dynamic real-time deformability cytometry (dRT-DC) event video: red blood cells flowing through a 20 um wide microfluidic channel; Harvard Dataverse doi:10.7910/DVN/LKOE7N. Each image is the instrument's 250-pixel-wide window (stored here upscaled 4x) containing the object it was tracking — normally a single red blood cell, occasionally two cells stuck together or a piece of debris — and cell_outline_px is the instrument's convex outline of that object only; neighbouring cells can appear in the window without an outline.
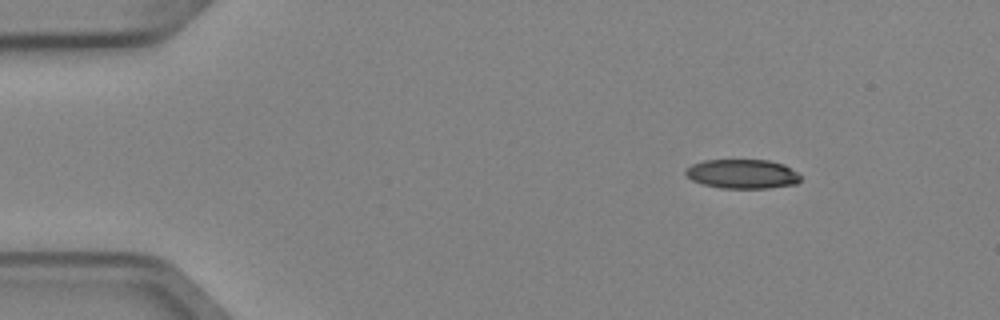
{"species": "Egyptian fruit bat (a non-hibernating species)", "species_latin": "Rousettus aegyptiacus", "temperature_condition": "cold", "stored_images_in_passage": 4, "camera_frame_rate_fps": 3000, "um_per_image_px": 0.085, "animal": {"sex": "female"}, "frame": {"image": 1, "passage_image": 1, "time_ms": 0.0, "image_size_px": [1000, 320], "cell_outline_px": [[800, 180], [796, 184], [768, 188], [720, 188], [704, 184], [692, 180], [684, 172], [692, 164], [704, 160], [768, 160], [784, 164], [796, 172], [800, 176]], "centroid_in_image_um": [63.11, 14.78], "position_along_channel_um": 21.9, "area_um2": 19.48}}
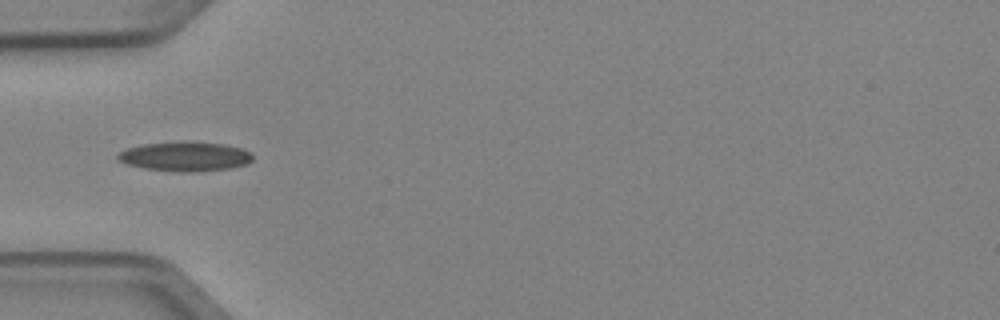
{"frame": {"image": 2, "passage_image": 4, "time_ms": 1.0, "image_size_px": [1000, 320], "cell_outline_px": [[252, 160], [248, 164], [228, 168], [196, 172], [180, 172], [144, 168], [128, 164], [116, 160], [116, 156], [120, 152], [128, 148], [144, 144], [224, 144], [244, 148], [252, 152]], "centroid_in_image_um": [15.77, 13.34], "position_along_channel_um": 69.2, "area_um2": 22.31}}